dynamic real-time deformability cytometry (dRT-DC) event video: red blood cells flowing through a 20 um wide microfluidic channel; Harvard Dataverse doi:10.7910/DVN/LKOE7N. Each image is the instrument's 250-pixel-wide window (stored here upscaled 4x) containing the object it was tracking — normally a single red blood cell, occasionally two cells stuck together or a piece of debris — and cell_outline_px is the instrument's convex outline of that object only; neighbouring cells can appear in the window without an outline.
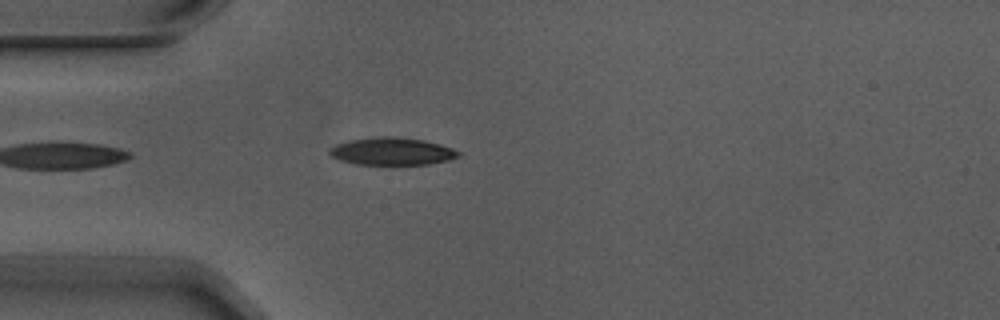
{"species": "Egyptian fruit bat (a non-hibernating species)", "species_latin": "Rousettus aegyptiacus", "temperature_condition": "warm", "stored_images_in_passage": 4, "camera_frame_rate_fps": 3000, "um_per_image_px": 0.085, "animal": {"sex": "male"}, "frame": {"image": 1, "passage_image": 4, "time_ms": 1.0, "image_size_px": [1000, 320], "cell_outline_px": [[460, 156], [448, 160], [428, 164], [356, 164], [340, 160], [332, 156], [328, 152], [328, 148], [336, 144], [348, 140], [376, 136], [396, 136], [424, 140], [440, 144], [452, 148], [460, 152]], "centroid_in_image_um": [33.29, 12.85], "position_along_channel_um": 51.7, "area_um2": 20.75}}